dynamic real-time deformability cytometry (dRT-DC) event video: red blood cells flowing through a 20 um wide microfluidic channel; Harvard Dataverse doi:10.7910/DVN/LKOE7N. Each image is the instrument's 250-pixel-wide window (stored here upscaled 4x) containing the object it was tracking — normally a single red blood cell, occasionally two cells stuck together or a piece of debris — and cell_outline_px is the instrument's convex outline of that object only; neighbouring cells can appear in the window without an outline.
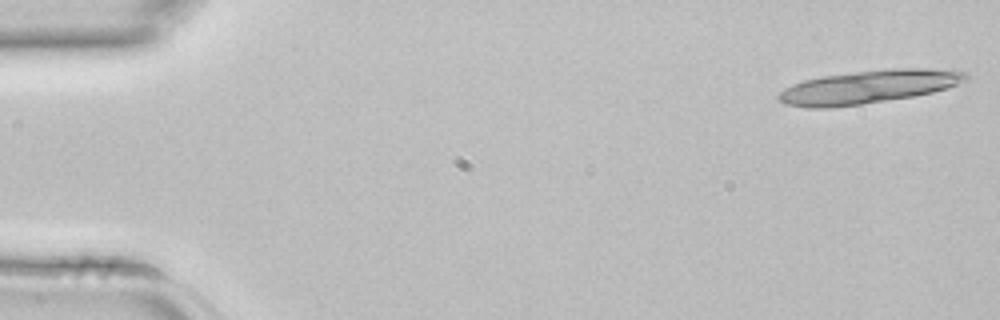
{"species": "common noctule bat (a hibernating species)", "species_latin": "Nyctalus noctula", "temperature_condition": "room temperature", "stored_images_in_passage": 4, "camera_frame_rate_fps": 3000, "um_per_image_px": 0.085, "animal": {"sex": "female", "body_mass_g": 22.7, "forearm_length_mm": 54.2}, "frame": {"image": 1, "passage_image": 1, "time_ms": 0.0, "image_size_px": [1000, 320], "cell_outline_px": [[968, 80], [948, 88], [932, 92], [912, 96], [860, 104], [828, 108], [808, 108], [784, 104], [776, 96], [784, 88], [792, 84], [804, 80], [820, 76], [892, 68], [924, 68], [968, 72]], "centroid_in_image_um": [73.8, 7.38], "position_along_channel_um": 11.2, "area_um2": 36.13}}